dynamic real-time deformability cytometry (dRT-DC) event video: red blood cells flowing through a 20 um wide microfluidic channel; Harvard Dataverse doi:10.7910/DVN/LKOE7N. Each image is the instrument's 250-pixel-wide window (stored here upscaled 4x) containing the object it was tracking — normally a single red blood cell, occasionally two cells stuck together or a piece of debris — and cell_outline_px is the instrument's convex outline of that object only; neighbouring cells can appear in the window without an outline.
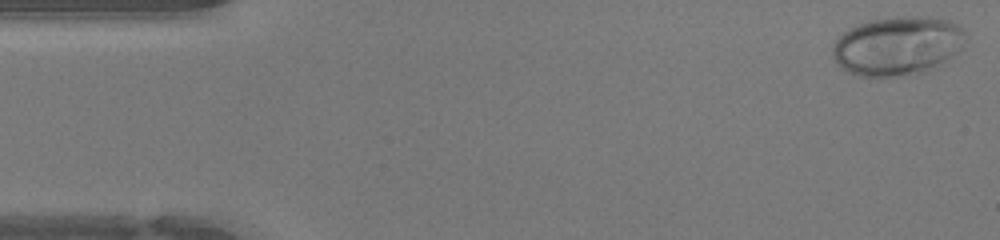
{"species": "human", "species_latin": "Homo sapiens", "temperature_condition": "warm", "stored_images_in_passage": 10, "camera_frame_rate_fps": 3000, "um_per_image_px": 0.085, "donor": {"sex": "female"}, "frame": {"image": 1, "passage_image": 1, "time_ms": 0.0, "image_size_px": [1000, 240], "cell_outline_px": [[968, 36], [960, 48], [956, 52], [944, 60], [928, 68], [892, 76], [860, 76], [848, 72], [836, 64], [832, 56], [832, 44], [848, 28], [872, 20], [896, 16], [928, 16], [948, 20], [960, 24], [968, 32]], "centroid_in_image_um": [76.27, 3.84], "position_along_channel_um": 8.7, "area_um2": 45.2}}